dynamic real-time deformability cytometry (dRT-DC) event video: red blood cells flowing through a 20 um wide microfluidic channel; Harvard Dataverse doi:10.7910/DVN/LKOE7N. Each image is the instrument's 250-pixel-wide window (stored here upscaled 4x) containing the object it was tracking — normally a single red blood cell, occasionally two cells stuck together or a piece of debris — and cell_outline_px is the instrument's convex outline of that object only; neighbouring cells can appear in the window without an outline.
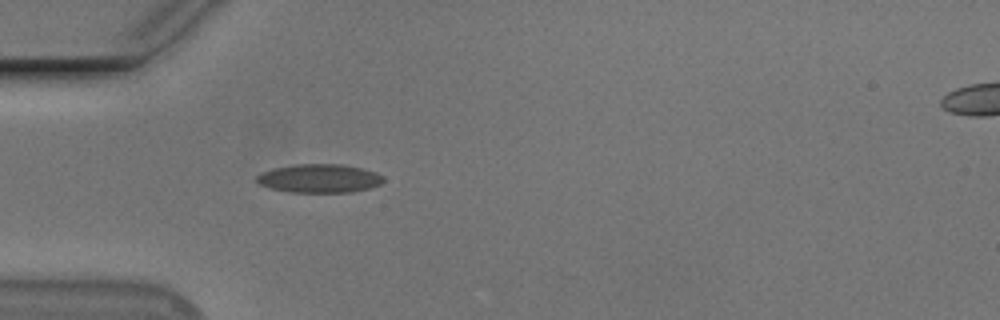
{"species": "Egyptian fruit bat (a non-hibernating species)", "species_latin": "Rousettus aegyptiacus", "temperature_condition": "cold", "stored_images_in_passage": 1, "camera_frame_rate_fps": 3000, "um_per_image_px": 0.085, "animal": {"sex": "male"}, "frame": {"image": 1, "passage_image": 1, "time_ms": 0.0, "image_size_px": [1000, 320], "cell_outline_px": [[384, 180], [380, 184], [368, 188], [352, 192], [292, 192], [272, 188], [260, 184], [256, 180], [256, 176], [264, 172], [276, 168], [296, 164], [340, 164], [360, 168], [376, 172], [384, 176]], "centroid_in_image_um": [27.18, 15.16], "position_along_channel_um": 57.8, "area_um2": 20.81}}